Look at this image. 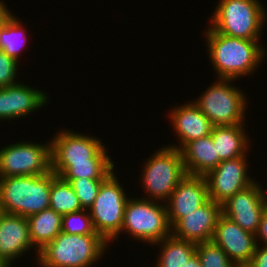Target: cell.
<instances>
[{
  "mask_svg": "<svg viewBox=\"0 0 267 267\" xmlns=\"http://www.w3.org/2000/svg\"><path fill=\"white\" fill-rule=\"evenodd\" d=\"M204 32L209 60L217 78L239 80L251 76L267 53L259 40L229 37L209 27Z\"/></svg>",
  "mask_w": 267,
  "mask_h": 267,
  "instance_id": "cell-1",
  "label": "cell"
},
{
  "mask_svg": "<svg viewBox=\"0 0 267 267\" xmlns=\"http://www.w3.org/2000/svg\"><path fill=\"white\" fill-rule=\"evenodd\" d=\"M57 175L0 177V212L23 217L50 208V189Z\"/></svg>",
  "mask_w": 267,
  "mask_h": 267,
  "instance_id": "cell-2",
  "label": "cell"
},
{
  "mask_svg": "<svg viewBox=\"0 0 267 267\" xmlns=\"http://www.w3.org/2000/svg\"><path fill=\"white\" fill-rule=\"evenodd\" d=\"M109 243L101 235L60 232L38 254L39 267H92L105 255Z\"/></svg>",
  "mask_w": 267,
  "mask_h": 267,
  "instance_id": "cell-3",
  "label": "cell"
},
{
  "mask_svg": "<svg viewBox=\"0 0 267 267\" xmlns=\"http://www.w3.org/2000/svg\"><path fill=\"white\" fill-rule=\"evenodd\" d=\"M208 26L236 38L260 40L267 10L259 0H219Z\"/></svg>",
  "mask_w": 267,
  "mask_h": 267,
  "instance_id": "cell-4",
  "label": "cell"
},
{
  "mask_svg": "<svg viewBox=\"0 0 267 267\" xmlns=\"http://www.w3.org/2000/svg\"><path fill=\"white\" fill-rule=\"evenodd\" d=\"M144 163L140 177L144 199L166 203L180 181L187 175L181 150L164 145L153 151Z\"/></svg>",
  "mask_w": 267,
  "mask_h": 267,
  "instance_id": "cell-5",
  "label": "cell"
},
{
  "mask_svg": "<svg viewBox=\"0 0 267 267\" xmlns=\"http://www.w3.org/2000/svg\"><path fill=\"white\" fill-rule=\"evenodd\" d=\"M216 79L193 103L213 126L245 124L247 96L243 90L232 86L235 79Z\"/></svg>",
  "mask_w": 267,
  "mask_h": 267,
  "instance_id": "cell-6",
  "label": "cell"
},
{
  "mask_svg": "<svg viewBox=\"0 0 267 267\" xmlns=\"http://www.w3.org/2000/svg\"><path fill=\"white\" fill-rule=\"evenodd\" d=\"M149 245L171 235L165 203L135 197L126 203L121 232Z\"/></svg>",
  "mask_w": 267,
  "mask_h": 267,
  "instance_id": "cell-7",
  "label": "cell"
},
{
  "mask_svg": "<svg viewBox=\"0 0 267 267\" xmlns=\"http://www.w3.org/2000/svg\"><path fill=\"white\" fill-rule=\"evenodd\" d=\"M128 195L113 171L101 184L89 209L94 228L109 244L119 239ZM118 238V239H117Z\"/></svg>",
  "mask_w": 267,
  "mask_h": 267,
  "instance_id": "cell-8",
  "label": "cell"
},
{
  "mask_svg": "<svg viewBox=\"0 0 267 267\" xmlns=\"http://www.w3.org/2000/svg\"><path fill=\"white\" fill-rule=\"evenodd\" d=\"M51 171V141H17L0 148V177L46 175Z\"/></svg>",
  "mask_w": 267,
  "mask_h": 267,
  "instance_id": "cell-9",
  "label": "cell"
},
{
  "mask_svg": "<svg viewBox=\"0 0 267 267\" xmlns=\"http://www.w3.org/2000/svg\"><path fill=\"white\" fill-rule=\"evenodd\" d=\"M73 130H58L51 138L52 172L60 176L72 163L89 162V158H111L100 138L72 132Z\"/></svg>",
  "mask_w": 267,
  "mask_h": 267,
  "instance_id": "cell-10",
  "label": "cell"
},
{
  "mask_svg": "<svg viewBox=\"0 0 267 267\" xmlns=\"http://www.w3.org/2000/svg\"><path fill=\"white\" fill-rule=\"evenodd\" d=\"M248 156L221 161L218 166L204 177L207 182L209 199L222 204L257 180L250 177ZM248 172V173H247Z\"/></svg>",
  "mask_w": 267,
  "mask_h": 267,
  "instance_id": "cell-11",
  "label": "cell"
},
{
  "mask_svg": "<svg viewBox=\"0 0 267 267\" xmlns=\"http://www.w3.org/2000/svg\"><path fill=\"white\" fill-rule=\"evenodd\" d=\"M265 200L266 192L256 181L222 203L221 211L242 229L256 234L261 222Z\"/></svg>",
  "mask_w": 267,
  "mask_h": 267,
  "instance_id": "cell-12",
  "label": "cell"
},
{
  "mask_svg": "<svg viewBox=\"0 0 267 267\" xmlns=\"http://www.w3.org/2000/svg\"><path fill=\"white\" fill-rule=\"evenodd\" d=\"M212 241L237 267H246L250 263L257 246L255 234L242 229L223 214L218 218Z\"/></svg>",
  "mask_w": 267,
  "mask_h": 267,
  "instance_id": "cell-13",
  "label": "cell"
},
{
  "mask_svg": "<svg viewBox=\"0 0 267 267\" xmlns=\"http://www.w3.org/2000/svg\"><path fill=\"white\" fill-rule=\"evenodd\" d=\"M39 251L32 244L29 224L26 217L0 212V262L13 266L17 258H22L31 248ZM26 252V253H25Z\"/></svg>",
  "mask_w": 267,
  "mask_h": 267,
  "instance_id": "cell-14",
  "label": "cell"
},
{
  "mask_svg": "<svg viewBox=\"0 0 267 267\" xmlns=\"http://www.w3.org/2000/svg\"><path fill=\"white\" fill-rule=\"evenodd\" d=\"M47 95L45 91L22 82L0 88V120L23 119L24 116L41 110L49 102Z\"/></svg>",
  "mask_w": 267,
  "mask_h": 267,
  "instance_id": "cell-15",
  "label": "cell"
},
{
  "mask_svg": "<svg viewBox=\"0 0 267 267\" xmlns=\"http://www.w3.org/2000/svg\"><path fill=\"white\" fill-rule=\"evenodd\" d=\"M208 200L209 194L205 177L187 174L165 203L171 228Z\"/></svg>",
  "mask_w": 267,
  "mask_h": 267,
  "instance_id": "cell-16",
  "label": "cell"
},
{
  "mask_svg": "<svg viewBox=\"0 0 267 267\" xmlns=\"http://www.w3.org/2000/svg\"><path fill=\"white\" fill-rule=\"evenodd\" d=\"M221 214V204L209 199L194 212L180 219L171 228V234L195 244L212 241Z\"/></svg>",
  "mask_w": 267,
  "mask_h": 267,
  "instance_id": "cell-17",
  "label": "cell"
},
{
  "mask_svg": "<svg viewBox=\"0 0 267 267\" xmlns=\"http://www.w3.org/2000/svg\"><path fill=\"white\" fill-rule=\"evenodd\" d=\"M169 112L168 118L180 143L167 146L181 150L188 142L211 134L213 125L193 101L177 105Z\"/></svg>",
  "mask_w": 267,
  "mask_h": 267,
  "instance_id": "cell-18",
  "label": "cell"
},
{
  "mask_svg": "<svg viewBox=\"0 0 267 267\" xmlns=\"http://www.w3.org/2000/svg\"><path fill=\"white\" fill-rule=\"evenodd\" d=\"M187 174L205 176L221 162L211 134L188 142L181 149Z\"/></svg>",
  "mask_w": 267,
  "mask_h": 267,
  "instance_id": "cell-19",
  "label": "cell"
},
{
  "mask_svg": "<svg viewBox=\"0 0 267 267\" xmlns=\"http://www.w3.org/2000/svg\"><path fill=\"white\" fill-rule=\"evenodd\" d=\"M245 124L213 126L211 136L221 161L247 156L251 141Z\"/></svg>",
  "mask_w": 267,
  "mask_h": 267,
  "instance_id": "cell-20",
  "label": "cell"
},
{
  "mask_svg": "<svg viewBox=\"0 0 267 267\" xmlns=\"http://www.w3.org/2000/svg\"><path fill=\"white\" fill-rule=\"evenodd\" d=\"M33 246L40 251L61 232L62 215L48 208L27 217Z\"/></svg>",
  "mask_w": 267,
  "mask_h": 267,
  "instance_id": "cell-21",
  "label": "cell"
},
{
  "mask_svg": "<svg viewBox=\"0 0 267 267\" xmlns=\"http://www.w3.org/2000/svg\"><path fill=\"white\" fill-rule=\"evenodd\" d=\"M160 246L154 267H185L187 261L196 253L194 242L174 237L172 234L151 246Z\"/></svg>",
  "mask_w": 267,
  "mask_h": 267,
  "instance_id": "cell-22",
  "label": "cell"
},
{
  "mask_svg": "<svg viewBox=\"0 0 267 267\" xmlns=\"http://www.w3.org/2000/svg\"><path fill=\"white\" fill-rule=\"evenodd\" d=\"M26 29L14 14L0 28V50L20 63L22 49L28 40Z\"/></svg>",
  "mask_w": 267,
  "mask_h": 267,
  "instance_id": "cell-23",
  "label": "cell"
},
{
  "mask_svg": "<svg viewBox=\"0 0 267 267\" xmlns=\"http://www.w3.org/2000/svg\"><path fill=\"white\" fill-rule=\"evenodd\" d=\"M111 158H89V162L72 163L61 175L63 179L105 180L114 171Z\"/></svg>",
  "mask_w": 267,
  "mask_h": 267,
  "instance_id": "cell-24",
  "label": "cell"
},
{
  "mask_svg": "<svg viewBox=\"0 0 267 267\" xmlns=\"http://www.w3.org/2000/svg\"><path fill=\"white\" fill-rule=\"evenodd\" d=\"M50 208L61 215L83 209L71 184L60 176L51 183Z\"/></svg>",
  "mask_w": 267,
  "mask_h": 267,
  "instance_id": "cell-25",
  "label": "cell"
},
{
  "mask_svg": "<svg viewBox=\"0 0 267 267\" xmlns=\"http://www.w3.org/2000/svg\"><path fill=\"white\" fill-rule=\"evenodd\" d=\"M61 232L72 235H100L94 228L88 209L62 215Z\"/></svg>",
  "mask_w": 267,
  "mask_h": 267,
  "instance_id": "cell-26",
  "label": "cell"
},
{
  "mask_svg": "<svg viewBox=\"0 0 267 267\" xmlns=\"http://www.w3.org/2000/svg\"><path fill=\"white\" fill-rule=\"evenodd\" d=\"M196 253L201 267H237L227 256V253L213 241L197 244Z\"/></svg>",
  "mask_w": 267,
  "mask_h": 267,
  "instance_id": "cell-27",
  "label": "cell"
},
{
  "mask_svg": "<svg viewBox=\"0 0 267 267\" xmlns=\"http://www.w3.org/2000/svg\"><path fill=\"white\" fill-rule=\"evenodd\" d=\"M69 182L79 199L83 209H90L98 195L104 180H90L87 178L64 179Z\"/></svg>",
  "mask_w": 267,
  "mask_h": 267,
  "instance_id": "cell-28",
  "label": "cell"
},
{
  "mask_svg": "<svg viewBox=\"0 0 267 267\" xmlns=\"http://www.w3.org/2000/svg\"><path fill=\"white\" fill-rule=\"evenodd\" d=\"M18 62L0 50V88L19 83L17 71Z\"/></svg>",
  "mask_w": 267,
  "mask_h": 267,
  "instance_id": "cell-29",
  "label": "cell"
},
{
  "mask_svg": "<svg viewBox=\"0 0 267 267\" xmlns=\"http://www.w3.org/2000/svg\"><path fill=\"white\" fill-rule=\"evenodd\" d=\"M257 245H267V198L264 201L263 213L257 233L255 234ZM262 243H261V241Z\"/></svg>",
  "mask_w": 267,
  "mask_h": 267,
  "instance_id": "cell-30",
  "label": "cell"
},
{
  "mask_svg": "<svg viewBox=\"0 0 267 267\" xmlns=\"http://www.w3.org/2000/svg\"><path fill=\"white\" fill-rule=\"evenodd\" d=\"M246 267H267V245H257L250 263Z\"/></svg>",
  "mask_w": 267,
  "mask_h": 267,
  "instance_id": "cell-31",
  "label": "cell"
},
{
  "mask_svg": "<svg viewBox=\"0 0 267 267\" xmlns=\"http://www.w3.org/2000/svg\"><path fill=\"white\" fill-rule=\"evenodd\" d=\"M13 15L11 10L7 7L4 1L0 0V28L8 21Z\"/></svg>",
  "mask_w": 267,
  "mask_h": 267,
  "instance_id": "cell-32",
  "label": "cell"
},
{
  "mask_svg": "<svg viewBox=\"0 0 267 267\" xmlns=\"http://www.w3.org/2000/svg\"><path fill=\"white\" fill-rule=\"evenodd\" d=\"M185 267H201L199 257L195 253L188 261Z\"/></svg>",
  "mask_w": 267,
  "mask_h": 267,
  "instance_id": "cell-33",
  "label": "cell"
}]
</instances>
